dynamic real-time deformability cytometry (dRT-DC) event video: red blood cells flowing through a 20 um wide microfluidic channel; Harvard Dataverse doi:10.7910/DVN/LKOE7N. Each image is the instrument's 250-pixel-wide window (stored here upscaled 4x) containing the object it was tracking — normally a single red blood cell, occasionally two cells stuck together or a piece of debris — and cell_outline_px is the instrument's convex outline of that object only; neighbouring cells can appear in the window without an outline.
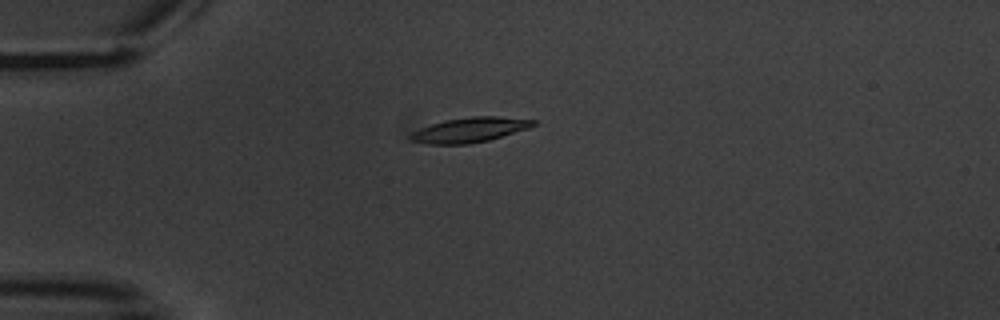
{"species": "common noctule bat (a hibernating species)", "species_latin": "Nyctalus noctula", "temperature_condition": "warm", "stored_images_in_passage": 6, "camera_frame_rate_fps": 3000, "um_per_image_px": 0.085, "animal": {"sex": "male", "body_mass_g": 20.1, "forearm_length_mm": 53.5}, "frame": {"image": 1, "passage_image": 5, "time_ms": 4.667, "image_size_px": [1000, 320], "cell_outline_px": [[536, 124], [528, 128], [488, 140], [468, 144], [428, 144], [408, 140], [408, 136], [412, 132], [420, 128], [444, 120], [472, 116], [496, 116], [536, 120]], "centroid_in_image_um": [39.88, 11.04], "position_along_channel_um": 45.1, "area_um2": 17.69}}